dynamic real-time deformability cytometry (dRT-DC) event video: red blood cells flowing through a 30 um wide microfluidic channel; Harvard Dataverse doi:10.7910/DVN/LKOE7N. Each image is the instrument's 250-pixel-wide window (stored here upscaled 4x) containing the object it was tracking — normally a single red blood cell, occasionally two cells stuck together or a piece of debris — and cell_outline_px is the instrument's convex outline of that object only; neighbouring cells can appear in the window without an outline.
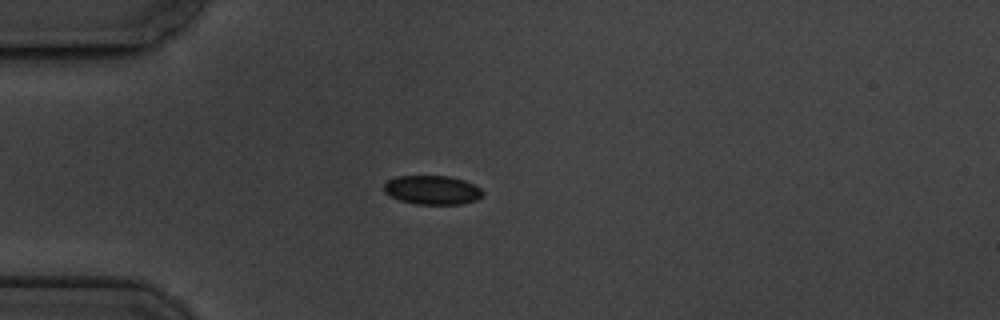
{"species": "common noctule bat (a hibernating species)", "species_latin": "Nyctalus noctula", "temperature_condition": "cold", "stored_images_in_passage": 10, "camera_frame_rate_fps": 3000, "um_per_image_px": 0.085, "animal": {"sex": "male", "body_mass_g": 19.5, "forearm_length_mm": 54.6}, "frame": {"image": 1, "passage_image": 4, "time_ms": 3.667, "image_size_px": [1000, 320], "cell_outline_px": [[484, 192], [476, 200], [460, 204], [416, 204], [400, 200], [384, 192], [384, 184], [388, 180], [396, 176], [452, 176], [464, 180], [480, 188]], "centroid_in_image_um": [36.73, 16.14], "position_along_channel_um": 48.3, "area_um2": 16.59}}
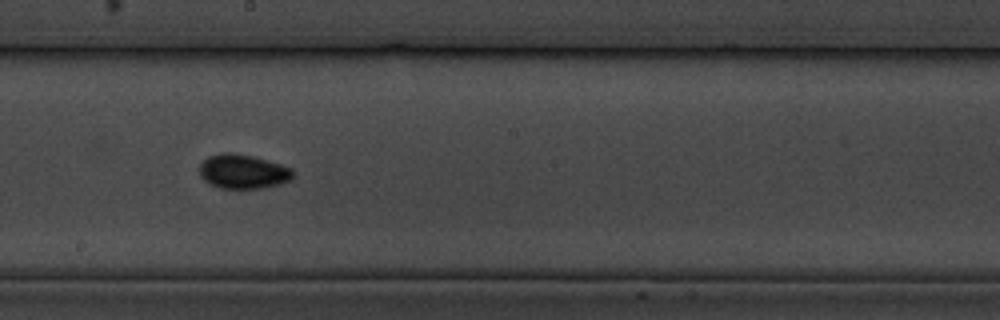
{"frame": {"image": 2, "passage_image": 9, "time_ms": 9.333, "image_size_px": [1000, 320], "cell_outline_px": [[292, 176], [288, 180], [280, 184], [260, 188], [220, 188], [204, 180], [200, 176], [200, 164], [208, 156], [220, 152], [232, 152], [252, 156], [280, 164], [292, 168]], "centroid_in_image_um": [20.62, 14.56], "position_along_channel_um": 227.6, "area_um2": 18.5}}
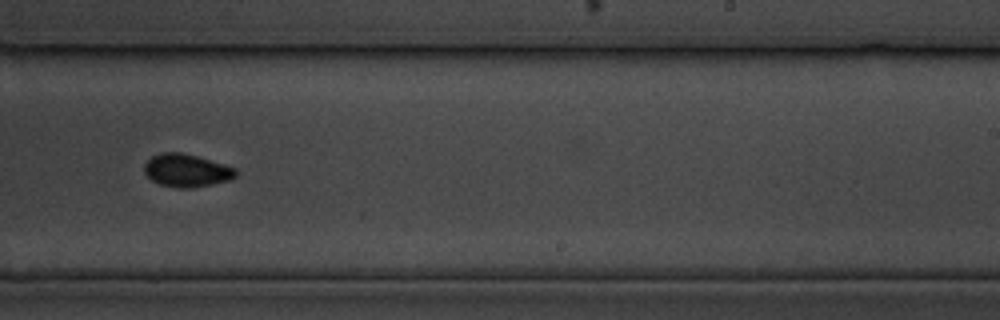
{"frame": {"image": 3, "passage_image": 10, "time_ms": 10.667, "image_size_px": [1000, 320], "cell_outline_px": [[236, 176], [228, 180], [212, 184], [192, 188], [180, 188], [160, 184], [152, 180], [144, 172], [144, 164], [152, 156], [160, 152], [180, 152], [196, 156], [224, 164], [236, 168]], "centroid_in_image_um": [15.84, 14.48], "position_along_channel_um": 273.2, "area_um2": 17.4}}